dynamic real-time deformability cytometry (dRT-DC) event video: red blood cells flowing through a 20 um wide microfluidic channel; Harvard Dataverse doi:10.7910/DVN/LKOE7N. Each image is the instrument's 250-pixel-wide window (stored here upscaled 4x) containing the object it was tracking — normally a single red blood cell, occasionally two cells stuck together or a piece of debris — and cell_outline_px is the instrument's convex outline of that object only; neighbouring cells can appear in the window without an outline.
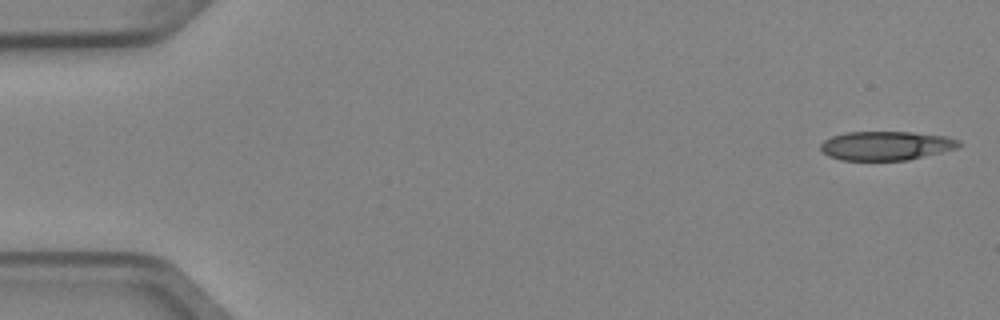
{"species": "Egyptian fruit bat (a non-hibernating species)", "species_latin": "Rousettus aegyptiacus", "temperature_condition": "cold", "stored_images_in_passage": 5, "camera_frame_rate_fps": 3000, "um_per_image_px": 0.085, "animal": {"sex": "female"}, "frame": {"image": 1, "passage_image": 1, "time_ms": 0.0, "image_size_px": [1000, 320], "cell_outline_px": [[964, 144], [956, 148], [908, 160], [840, 160], [828, 156], [820, 152], [820, 144], [824, 140], [832, 136], [848, 132], [912, 132], [948, 136], [960, 140]], "centroid_in_image_um": [75.31, 12.38], "position_along_channel_um": 9.7, "area_um2": 23.52}}
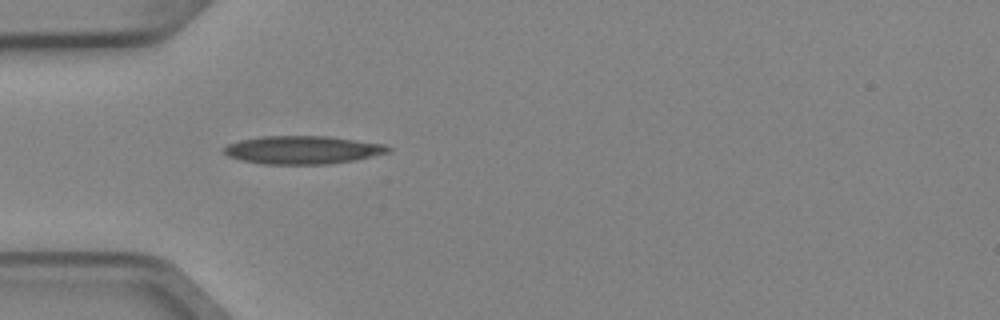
{"frame": {"image": 2, "passage_image": 5, "time_ms": 1.333, "image_size_px": [1000, 320], "cell_outline_px": [[392, 148], [388, 152], [356, 160], [328, 164], [264, 164], [244, 160], [228, 156], [224, 152], [224, 148], [228, 144], [240, 140], [264, 136], [328, 136], [384, 144]], "centroid_in_image_um": [25.74, 12.74], "position_along_channel_um": 59.3, "area_um2": 26.7}}